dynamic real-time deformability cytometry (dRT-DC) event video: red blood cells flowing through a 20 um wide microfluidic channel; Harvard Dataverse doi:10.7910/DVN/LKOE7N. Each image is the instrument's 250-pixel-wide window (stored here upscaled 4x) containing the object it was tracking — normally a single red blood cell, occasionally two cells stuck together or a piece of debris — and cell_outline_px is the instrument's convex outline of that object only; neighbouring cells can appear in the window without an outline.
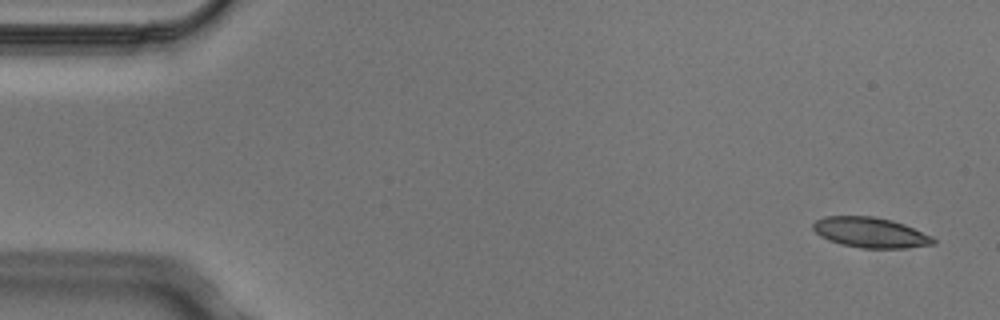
{"species": "Egyptian fruit bat (a non-hibernating species)", "species_latin": "Rousettus aegyptiacus", "temperature_condition": "cold", "stored_images_in_passage": 5, "segment_of_instrument_passage": [1, 2], "camera_frame_rate_fps": 3000, "um_per_image_px": 0.085, "animal": {"sex": "male"}, "frame": {"image": 1, "passage_image": 1, "time_ms": 0.0, "image_size_px": [1000, 320], "cell_outline_px": [[936, 244], [904, 248], [860, 248], [840, 244], [828, 240], [820, 236], [812, 228], [812, 224], [816, 220], [824, 216], [872, 216], [892, 220], [904, 224], [932, 236], [936, 240]], "centroid_in_image_um": [73.97, 19.76], "position_along_channel_um": 11.0, "area_um2": 21.33}}
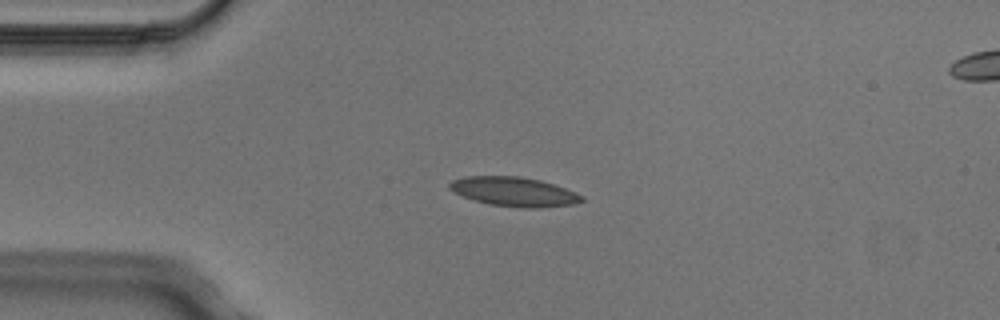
{"frame": {"image": 2, "passage_image": 3, "time_ms": 0.667, "image_size_px": [1000, 320], "cell_outline_px": [[584, 200], [572, 204], [540, 208], [520, 208], [488, 204], [452, 192], [448, 188], [448, 184], [452, 180], [464, 176], [520, 176], [540, 180], [576, 192], [584, 196]], "centroid_in_image_um": [43.67, 16.29], "position_along_channel_um": 41.3, "area_um2": 22.6}}